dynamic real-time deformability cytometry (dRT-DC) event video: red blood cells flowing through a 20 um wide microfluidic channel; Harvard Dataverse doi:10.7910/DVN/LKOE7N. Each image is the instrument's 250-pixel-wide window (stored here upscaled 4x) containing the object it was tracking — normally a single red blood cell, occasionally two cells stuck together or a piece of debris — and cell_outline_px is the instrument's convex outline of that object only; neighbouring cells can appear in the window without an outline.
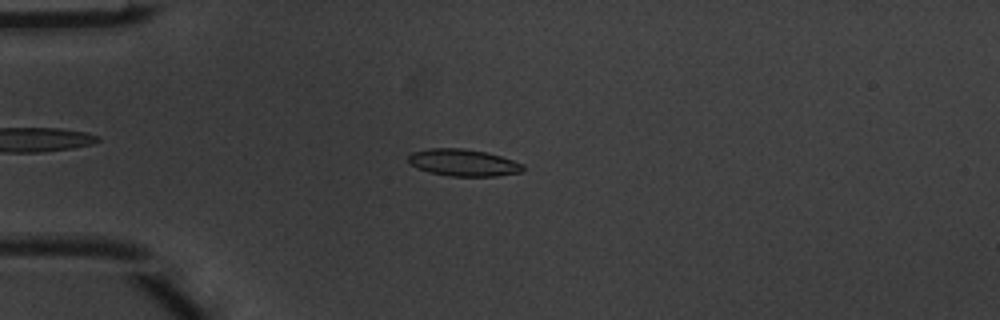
{"species": "common noctule bat (a hibernating species)", "species_latin": "Nyctalus noctula", "temperature_condition": "warm", "stored_images_in_passage": 4, "camera_frame_rate_fps": 3000, "um_per_image_px": 0.085, "animal": {"sex": "male", "body_mass_g": 20.1, "forearm_length_mm": 53.5}, "frame": {"image": 1, "passage_image": 3, "time_ms": 0.667, "image_size_px": [1000, 320], "cell_outline_px": [[524, 172], [496, 176], [448, 176], [428, 172], [416, 168], [408, 160], [408, 156], [412, 152], [428, 148], [464, 148], [484, 152], [500, 156], [524, 164]], "centroid_in_image_um": [39.38, 13.83], "position_along_channel_um": 45.6, "area_um2": 18.09}}
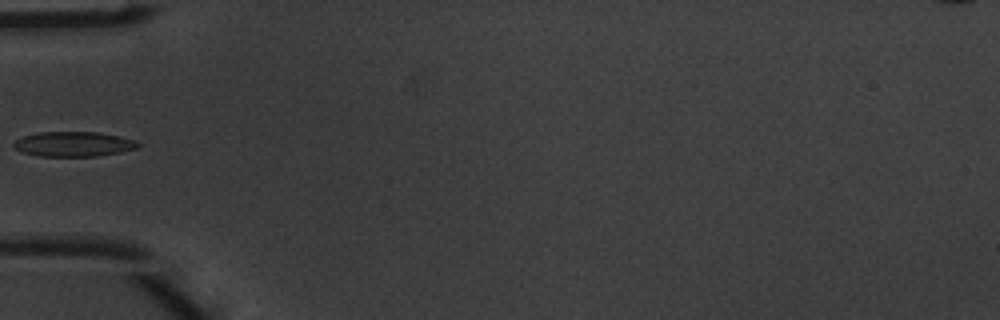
{"frame": {"image": 2, "passage_image": 4, "time_ms": 1.0, "image_size_px": [1000, 320], "cell_outline_px": [[140, 144], [136, 148], [120, 152], [96, 156], [40, 156], [24, 152], [16, 148], [12, 144], [16, 140], [24, 136], [40, 132], [100, 132], [136, 140]], "centroid_in_image_um": [6.28, 12.24], "position_along_channel_um": 78.7, "area_um2": 17.8}}